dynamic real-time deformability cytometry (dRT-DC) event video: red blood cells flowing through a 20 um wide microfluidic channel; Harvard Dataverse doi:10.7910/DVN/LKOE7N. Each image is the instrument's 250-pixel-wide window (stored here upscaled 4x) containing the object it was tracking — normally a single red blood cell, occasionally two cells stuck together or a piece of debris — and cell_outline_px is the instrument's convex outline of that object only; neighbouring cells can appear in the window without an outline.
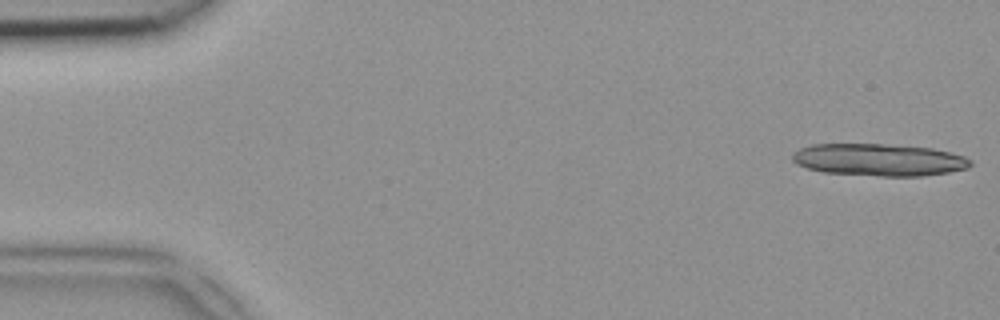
{"species": "common noctule bat (a hibernating species)", "species_latin": "Nyctalus noctula", "temperature_condition": "room temperature", "stored_images_in_passage": 11, "camera_frame_rate_fps": 3000, "um_per_image_px": 0.085, "animal": {"sex": "female", "body_mass_g": 18.4}, "frame": {"image": 1, "passage_image": 1, "time_ms": 0.0, "image_size_px": [1000, 320], "cell_outline_px": [[972, 164], [968, 168], [948, 172], [924, 176], [880, 176], [824, 172], [808, 168], [796, 164], [792, 160], [792, 152], [800, 148], [812, 144], [884, 144], [932, 148], [964, 156], [972, 160]], "centroid_in_image_um": [74.7, 13.58], "position_along_channel_um": 10.3, "area_um2": 33.47}}